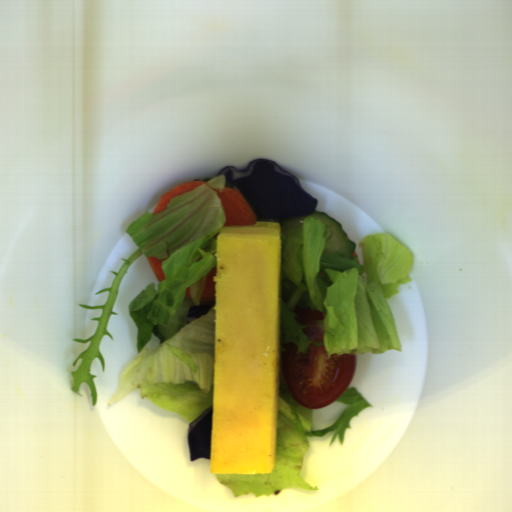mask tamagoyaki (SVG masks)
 I'll use <instances>...</instances> for the list:
<instances>
[{
	"instance_id": "tamagoyaki-1",
	"label": "tamagoyaki",
	"mask_w": 512,
	"mask_h": 512,
	"mask_svg": "<svg viewBox=\"0 0 512 512\" xmlns=\"http://www.w3.org/2000/svg\"><path fill=\"white\" fill-rule=\"evenodd\" d=\"M280 255L278 222L217 237L211 474L274 471Z\"/></svg>"
}]
</instances>
